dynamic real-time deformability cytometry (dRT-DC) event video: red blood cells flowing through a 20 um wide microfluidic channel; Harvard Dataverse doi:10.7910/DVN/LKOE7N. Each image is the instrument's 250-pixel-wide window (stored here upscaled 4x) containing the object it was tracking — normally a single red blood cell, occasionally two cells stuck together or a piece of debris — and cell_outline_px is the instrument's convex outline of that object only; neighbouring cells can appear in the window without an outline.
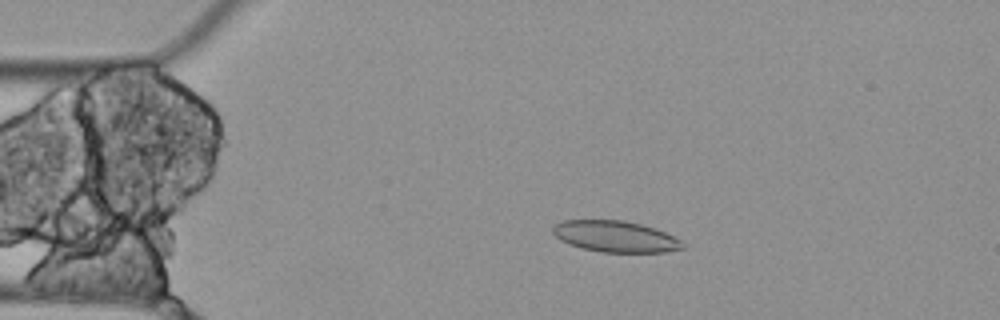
{"species": "Egyptian fruit bat (a non-hibernating species)", "species_latin": "Rousettus aegyptiacus", "temperature_condition": "cold", "stored_images_in_passage": 6, "camera_frame_rate_fps": 3000, "um_per_image_px": 0.085, "animal": {"sex": "female"}, "frame": {"image": 1, "passage_image": 4, "time_ms": 1.0, "image_size_px": [1000, 320], "cell_outline_px": [[684, 248], [664, 252], [600, 252], [580, 248], [568, 244], [560, 240], [552, 232], [552, 228], [556, 224], [564, 220], [624, 220], [656, 228], [680, 240], [684, 244]], "centroid_in_image_um": [52.28, 20.1], "position_along_channel_um": 32.7, "area_um2": 23.64}}